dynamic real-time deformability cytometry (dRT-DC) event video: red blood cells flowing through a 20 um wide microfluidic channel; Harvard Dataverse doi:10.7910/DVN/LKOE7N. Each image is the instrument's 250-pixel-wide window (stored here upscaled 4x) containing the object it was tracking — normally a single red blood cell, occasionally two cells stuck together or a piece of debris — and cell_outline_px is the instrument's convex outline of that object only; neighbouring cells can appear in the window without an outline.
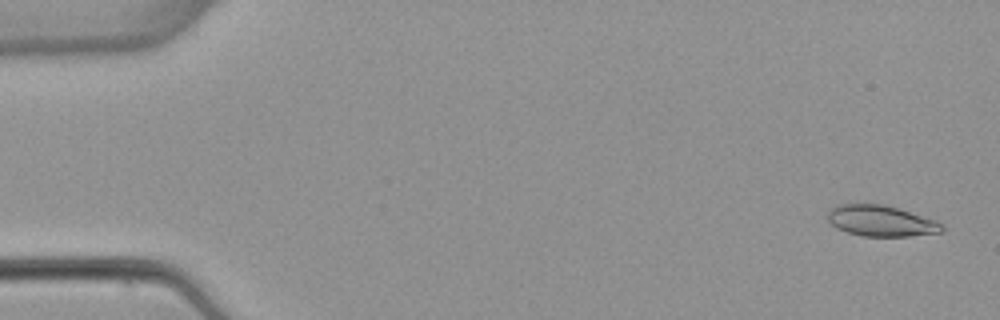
{"species": "common noctule bat (a hibernating species)", "species_latin": "Nyctalus noctula", "temperature_condition": "warm", "stored_images_in_passage": 6, "camera_frame_rate_fps": 3000, "um_per_image_px": 0.085, "animal": {"sex": "female", "body_mass_g": 22.7, "forearm_length_mm": 54.2}, "frame": {"image": 1, "passage_image": 1, "time_ms": 0.0, "image_size_px": [1000, 320], "cell_outline_px": [[944, 232], [908, 236], [864, 236], [848, 232], [836, 228], [828, 220], [828, 212], [836, 204], [884, 204], [936, 220], [944, 224]], "centroid_in_image_um": [74.91, 18.77], "position_along_channel_um": 10.1, "area_um2": 20.58}}
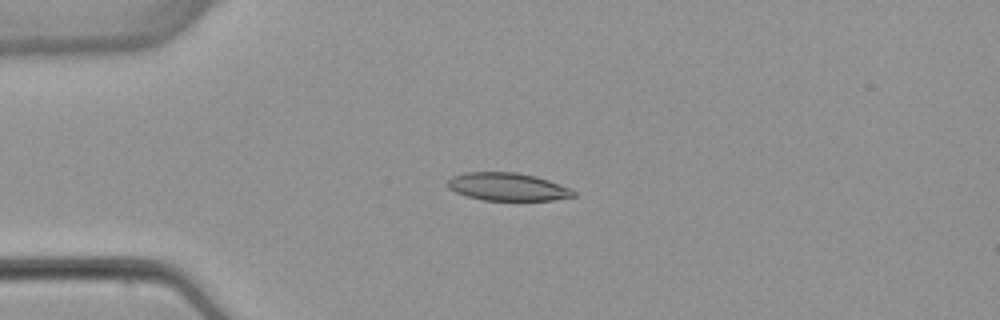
{"frame": {"image": 2, "passage_image": 4, "time_ms": 3.667, "image_size_px": [1000, 320], "cell_outline_px": [[576, 196], [552, 200], [484, 200], [468, 196], [456, 192], [448, 188], [448, 180], [452, 176], [464, 172], [516, 172], [536, 176], [548, 180], [568, 188], [576, 192]], "centroid_in_image_um": [43.13, 15.87], "position_along_channel_um": 41.9, "area_um2": 20.29}}
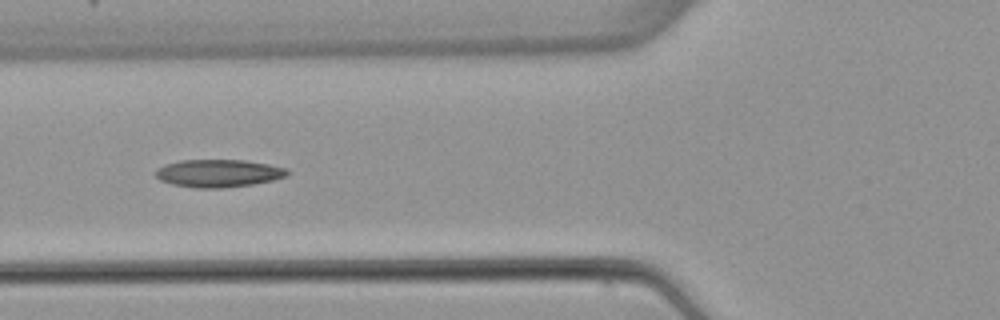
{"frame": {"image": 3, "passage_image": 6, "time_ms": 6.0, "image_size_px": [1000, 320], "cell_outline_px": [[288, 176], [272, 180], [252, 184], [220, 188], [192, 188], [172, 184], [160, 180], [156, 176], [156, 168], [164, 164], [180, 160], [244, 160], [268, 164], [288, 168]], "centroid_in_image_um": [18.55, 14.72], "position_along_channel_um": 107.3, "area_um2": 21.33}}